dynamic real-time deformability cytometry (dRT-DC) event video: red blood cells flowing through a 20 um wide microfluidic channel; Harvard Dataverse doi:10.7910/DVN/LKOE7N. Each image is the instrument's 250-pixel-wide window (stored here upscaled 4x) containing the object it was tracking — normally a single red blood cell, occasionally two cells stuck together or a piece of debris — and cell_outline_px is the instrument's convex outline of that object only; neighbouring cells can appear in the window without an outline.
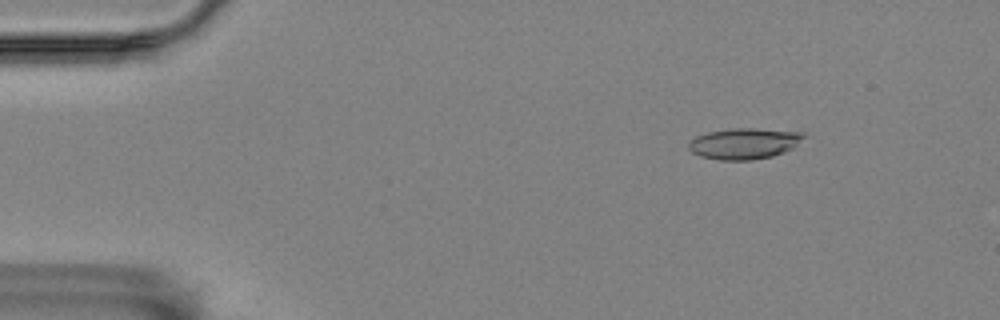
{"species": "Egyptian fruit bat (a non-hibernating species)", "species_latin": "Rousettus aegyptiacus", "temperature_condition": "room temperature", "stored_images_in_passage": 50, "camera_frame_rate_fps": 3000, "um_per_image_px": 0.085, "animal": {"sex": "female"}, "frame": {"image": 1, "passage_image": 1, "time_ms": 0.0, "image_size_px": [1000, 320], "cell_outline_px": [[808, 136], [792, 148], [784, 152], [772, 156], [752, 160], [720, 160], [700, 156], [692, 152], [688, 148], [688, 140], [696, 136], [708, 132], [732, 128], [756, 128], [800, 132]], "centroid_in_image_um": [63.24, 12.19], "position_along_channel_um": 21.8, "area_um2": 20.92}}
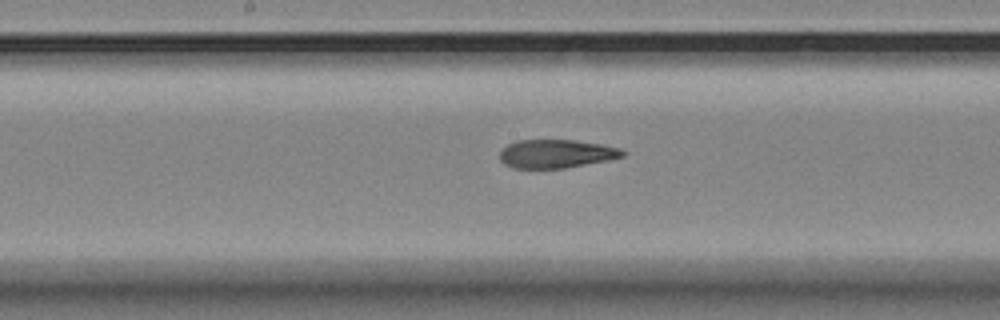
{"frame": {"image": 2, "passage_image": 23, "time_ms": 7.333, "image_size_px": [1000, 320], "cell_outline_px": [[624, 156], [608, 160], [564, 168], [512, 168], [504, 164], [500, 160], [500, 152], [508, 144], [516, 140], [576, 140], [600, 144], [620, 148], [624, 152]], "centroid_in_image_um": [47.25, 13.07], "position_along_channel_um": 200.9, "area_um2": 20.29}}
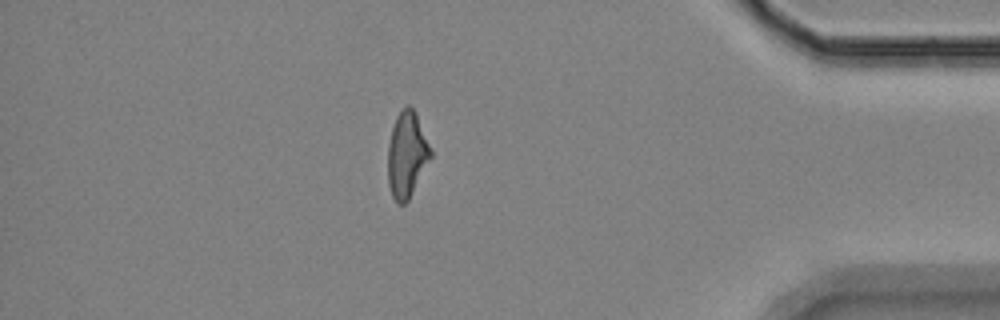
{"frame": {"image": 3, "passage_image": 43, "time_ms": 14.0, "image_size_px": [1000, 320], "cell_outline_px": [[432, 156], [408, 200], [404, 204], [396, 204], [392, 196], [388, 184], [388, 144], [392, 128], [396, 116], [408, 104], [416, 112], [432, 152]], "centroid_in_image_um": [34.57, 13.16], "position_along_channel_um": 400.6, "area_um2": 21.27}, "authors_computed_cell_mechanics": {"area_um2": 21.4149, "velocity_mm_per_s": 3.5252, "shape_relaxation_time_tau1_ms": null, "shape_relaxation_time_tau2_ms": 3.0187, "deformation_change_tau1": null, "deformation_change_tau2": 0.1317}}